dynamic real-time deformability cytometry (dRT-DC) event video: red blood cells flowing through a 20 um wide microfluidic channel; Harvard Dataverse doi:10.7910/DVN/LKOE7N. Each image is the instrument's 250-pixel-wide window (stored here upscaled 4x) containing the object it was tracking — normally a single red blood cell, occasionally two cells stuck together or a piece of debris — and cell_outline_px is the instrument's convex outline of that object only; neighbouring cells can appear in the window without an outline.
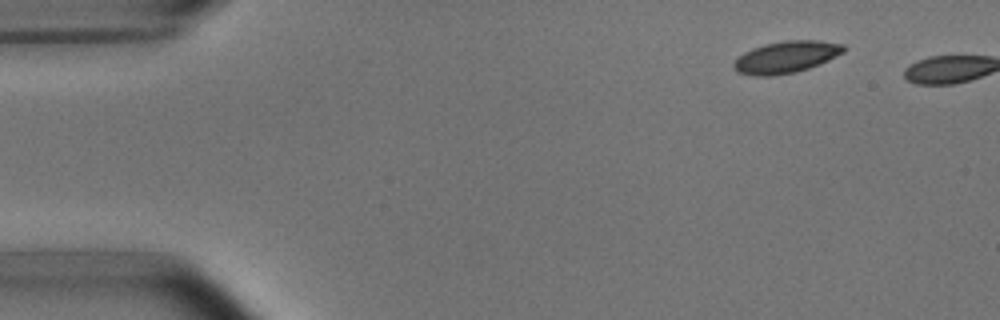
{"species": "common noctule bat (a hibernating species)", "species_latin": "Nyctalus noctula", "temperature_condition": "room temperature", "stored_images_in_passage": 2, "camera_frame_rate_fps": 3000, "um_per_image_px": 0.085, "animal": {"sex": "male", "body_mass_g": 15.6}, "frame": {"image": 1, "passage_image": 1, "time_ms": 0.0, "image_size_px": [1000, 320], "cell_outline_px": [[844, 52], [820, 64], [796, 72], [772, 76], [752, 76], [736, 72], [732, 68], [732, 64], [744, 52], [752, 48], [764, 44], [784, 40], [816, 40], [844, 44]], "centroid_in_image_um": [66.78, 4.86], "position_along_channel_um": 18.2, "area_um2": 20.52}}